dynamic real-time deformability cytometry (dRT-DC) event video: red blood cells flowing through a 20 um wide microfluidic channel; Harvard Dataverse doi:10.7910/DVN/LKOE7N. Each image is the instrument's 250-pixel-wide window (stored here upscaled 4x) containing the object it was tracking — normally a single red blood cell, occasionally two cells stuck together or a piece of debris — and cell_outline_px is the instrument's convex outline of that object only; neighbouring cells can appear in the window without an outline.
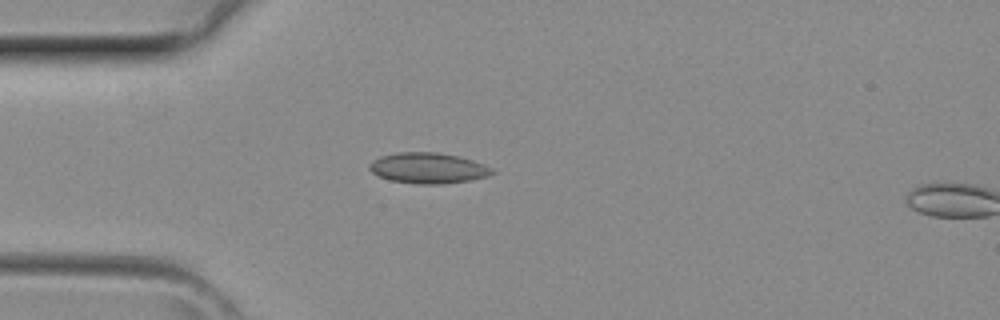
{"species": "common noctule bat (a hibernating species)", "species_latin": "Nyctalus noctula", "temperature_condition": "room temperature", "stored_images_in_passage": 2, "camera_frame_rate_fps": 3000, "um_per_image_px": 0.085, "animal": {"sex": "female", "body_mass_g": 29.2, "forearm_length_mm": 56.3}, "frame": {"image": 1, "passage_image": 1, "time_ms": 0.0, "image_size_px": [1000, 320], "cell_outline_px": [[496, 172], [488, 176], [468, 180], [440, 184], [416, 184], [392, 180], [380, 176], [372, 172], [368, 168], [368, 164], [372, 160], [380, 156], [396, 152], [436, 152], [460, 156], [484, 164], [492, 168]], "centroid_in_image_um": [36.38, 14.27], "position_along_channel_um": 48.6, "area_um2": 21.96}}